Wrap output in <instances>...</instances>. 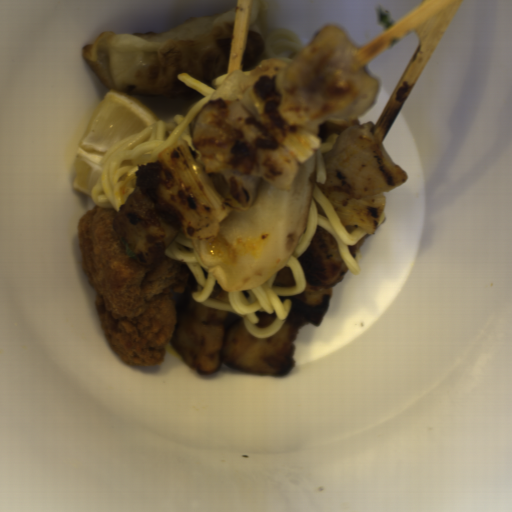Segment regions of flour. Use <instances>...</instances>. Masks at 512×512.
<instances>
[{"label":"flour","instance_id":"c2a2500e","mask_svg":"<svg viewBox=\"0 0 512 512\" xmlns=\"http://www.w3.org/2000/svg\"><path fill=\"white\" fill-rule=\"evenodd\" d=\"M290 187L261 177L206 173L230 209L215 238L192 248L223 291H250L285 268L308 224L316 160L300 163Z\"/></svg>","mask_w":512,"mask_h":512},{"label":"flour","instance_id":"a7fe0414","mask_svg":"<svg viewBox=\"0 0 512 512\" xmlns=\"http://www.w3.org/2000/svg\"><path fill=\"white\" fill-rule=\"evenodd\" d=\"M234 9L188 17L151 34L101 33L80 51L110 90L167 98L202 94L182 83L187 74L199 83L228 75Z\"/></svg>","mask_w":512,"mask_h":512},{"label":"flour","instance_id":"66d56a37","mask_svg":"<svg viewBox=\"0 0 512 512\" xmlns=\"http://www.w3.org/2000/svg\"><path fill=\"white\" fill-rule=\"evenodd\" d=\"M276 12L271 2H255L250 5L240 68L232 71L221 82L211 99L238 100L242 103L247 90L261 75L276 76L291 61L270 56L267 33ZM275 79V81H276Z\"/></svg>","mask_w":512,"mask_h":512}]
</instances>
